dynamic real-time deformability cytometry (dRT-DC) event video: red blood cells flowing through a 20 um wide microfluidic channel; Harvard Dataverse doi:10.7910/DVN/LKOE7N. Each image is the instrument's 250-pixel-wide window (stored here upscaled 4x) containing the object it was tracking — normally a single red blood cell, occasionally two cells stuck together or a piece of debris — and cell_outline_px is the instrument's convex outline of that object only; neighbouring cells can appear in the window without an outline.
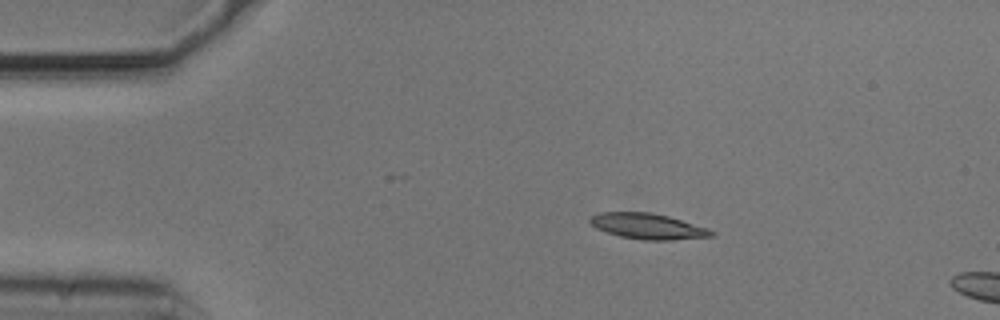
{"species": "common noctule bat (a hibernating species)", "species_latin": "Nyctalus noctula", "temperature_condition": "cold", "stored_images_in_passage": 8, "camera_frame_rate_fps": 3000, "um_per_image_px": 0.085, "animal": {"sex": "male", "body_mass_g": 20.5, "forearm_length_mm": 52.5}, "frame": {"image": 1, "passage_image": 4, "time_ms": 1.0, "image_size_px": [1000, 320], "cell_outline_px": [[716, 232], [712, 236], [672, 240], [644, 240], [620, 236], [596, 228], [588, 220], [592, 216], [600, 212], [648, 212], [668, 216], [708, 228]], "centroid_in_image_um": [55.07, 19.23], "position_along_channel_um": 29.9, "area_um2": 17.98}}